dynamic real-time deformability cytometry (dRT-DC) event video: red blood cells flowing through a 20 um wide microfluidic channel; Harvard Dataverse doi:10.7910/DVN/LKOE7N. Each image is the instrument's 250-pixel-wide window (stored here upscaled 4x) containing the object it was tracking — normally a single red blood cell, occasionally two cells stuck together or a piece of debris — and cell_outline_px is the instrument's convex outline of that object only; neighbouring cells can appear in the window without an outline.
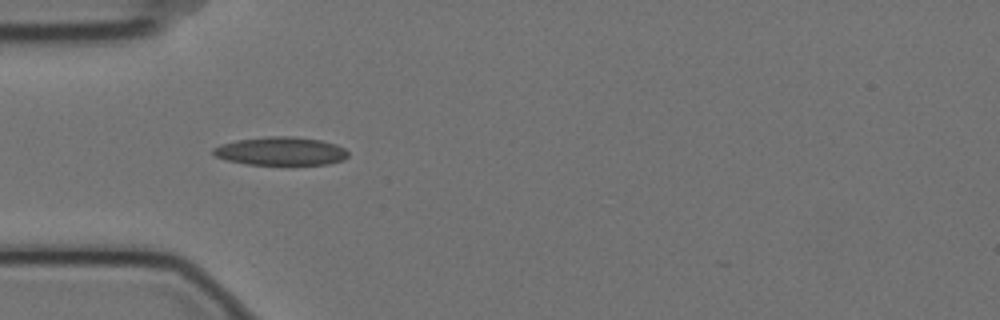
{"species": "Egyptian fruit bat (a non-hibernating species)", "species_latin": "Rousettus aegyptiacus", "temperature_condition": "cold", "stored_images_in_passage": 6, "camera_frame_rate_fps": 3000, "um_per_image_px": 0.085, "animal": {"sex": "female"}, "frame": {"image": 1, "passage_image": 5, "time_ms": 1.333, "image_size_px": [1000, 320], "cell_outline_px": [[348, 156], [344, 160], [328, 164], [248, 164], [228, 160], [216, 156], [212, 152], [212, 148], [220, 144], [236, 140], [268, 136], [292, 136], [320, 140], [336, 144], [344, 148], [348, 152]], "centroid_in_image_um": [23.87, 12.84], "position_along_channel_um": 61.1, "area_um2": 22.2}}
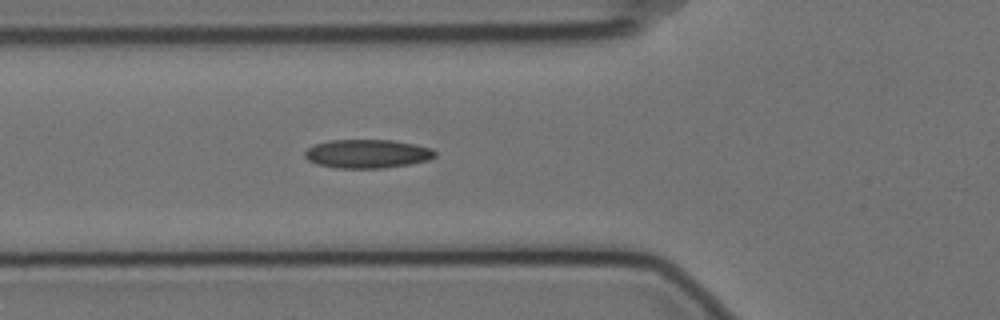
{"frame": {"image": 2, "passage_image": 6, "time_ms": 1.667, "image_size_px": [1000, 320], "cell_outline_px": [[436, 156], [428, 160], [408, 164], [384, 168], [336, 168], [316, 164], [308, 160], [304, 156], [304, 152], [308, 148], [316, 144], [332, 140], [392, 140], [432, 148], [436, 152]], "centroid_in_image_um": [31.21, 13.07], "position_along_channel_um": 94.6, "area_um2": 21.68}}